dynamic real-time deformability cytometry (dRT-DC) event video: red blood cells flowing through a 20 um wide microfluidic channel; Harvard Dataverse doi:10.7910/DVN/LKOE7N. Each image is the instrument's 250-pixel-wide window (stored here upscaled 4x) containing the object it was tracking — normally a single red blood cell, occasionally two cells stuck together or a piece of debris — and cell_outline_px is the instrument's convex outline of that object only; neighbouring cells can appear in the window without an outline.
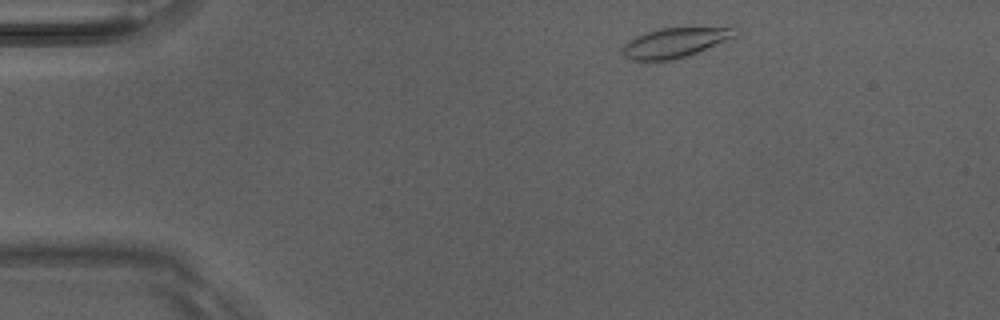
{"species": "Egyptian fruit bat (a non-hibernating species)", "species_latin": "Rousettus aegyptiacus", "temperature_condition": "room temperature", "stored_images_in_passage": 2, "camera_frame_rate_fps": 3000, "um_per_image_px": 0.085, "animal": {"sex": "male"}, "frame": {"image": 1, "passage_image": 1, "time_ms": 0.0, "image_size_px": [1000, 320], "cell_outline_px": [[740, 32], [736, 36], [696, 52], [672, 60], [632, 60], [624, 56], [620, 48], [628, 40], [636, 36], [660, 28], [736, 24]], "centroid_in_image_um": [57.49, 3.55], "position_along_channel_um": 27.5, "area_um2": 20.23}}